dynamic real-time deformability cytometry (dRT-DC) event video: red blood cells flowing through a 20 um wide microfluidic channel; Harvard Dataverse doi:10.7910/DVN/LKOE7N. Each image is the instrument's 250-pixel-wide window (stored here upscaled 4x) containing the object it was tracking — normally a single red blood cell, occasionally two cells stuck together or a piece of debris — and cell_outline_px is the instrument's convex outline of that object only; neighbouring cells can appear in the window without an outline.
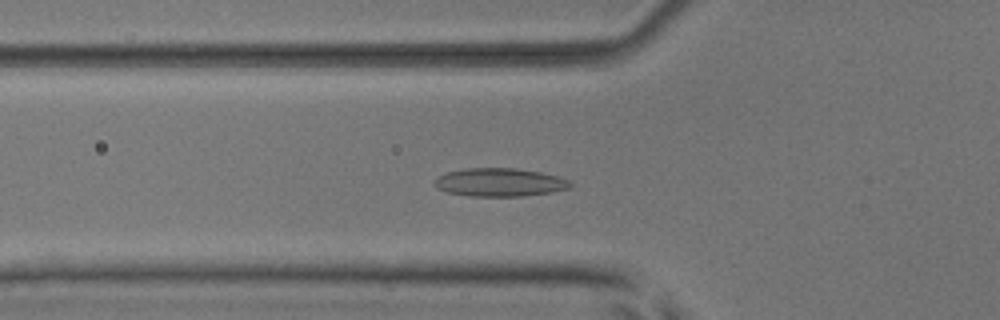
{"species": "common noctule bat (a hibernating species)", "species_latin": "Nyctalus noctula", "temperature_condition": "room temperature", "stored_images_in_passage": 43, "camera_frame_rate_fps": 3000, "um_per_image_px": 0.085, "animal": {"sex": "male", "body_mass_g": 17.9, "forearm_length_mm": 54.2}, "frame": {"image": 1, "passage_image": 17, "time_ms": 5.333, "image_size_px": [1000, 320], "cell_outline_px": [[572, 188], [552, 192], [520, 196], [468, 196], [448, 192], [440, 188], [436, 184], [436, 176], [448, 172], [468, 168], [516, 168], [540, 172], [556, 176], [568, 180], [572, 184]], "centroid_in_image_um": [42.51, 15.5], "position_along_channel_um": 83.3, "area_um2": 22.14}}
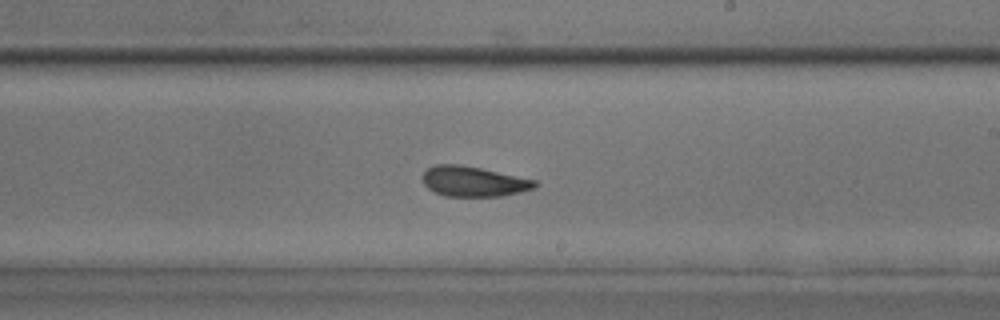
{"frame": {"image": 2, "passage_image": 30, "time_ms": 9.667, "image_size_px": [1000, 320], "cell_outline_px": [[540, 184], [536, 188], [504, 196], [444, 196], [428, 188], [424, 184], [424, 172], [428, 168], [436, 164], [460, 164], [480, 168], [536, 180]], "centroid_in_image_um": [40.3, 15.43], "position_along_channel_um": 248.7, "area_um2": 19.71}}
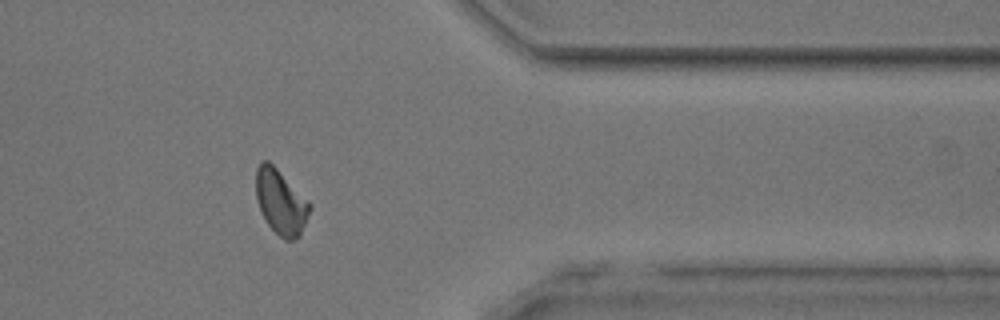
{"frame": {"image": 3, "passage_image": 42, "time_ms": 13.667, "image_size_px": [1000, 320], "cell_outline_px": [[312, 208], [300, 236], [296, 240], [284, 240], [268, 224], [260, 208], [256, 196], [256, 168], [260, 160], [268, 160], [312, 204]], "centroid_in_image_um": [23.88, 17.17], "position_along_channel_um": 387.5, "area_um2": 20.23}, "authors_computed_cell_mechanics": {"area_um2": 20.808, "velocity_mm_per_s": 3.8249, "shape_relaxation_time_tau1_ms": 7.8028, "shape_relaxation_time_tau2_ms": 2.3201, "deformation_change_tau1": 0.1355, "deformation_change_tau2": 0.0705}}